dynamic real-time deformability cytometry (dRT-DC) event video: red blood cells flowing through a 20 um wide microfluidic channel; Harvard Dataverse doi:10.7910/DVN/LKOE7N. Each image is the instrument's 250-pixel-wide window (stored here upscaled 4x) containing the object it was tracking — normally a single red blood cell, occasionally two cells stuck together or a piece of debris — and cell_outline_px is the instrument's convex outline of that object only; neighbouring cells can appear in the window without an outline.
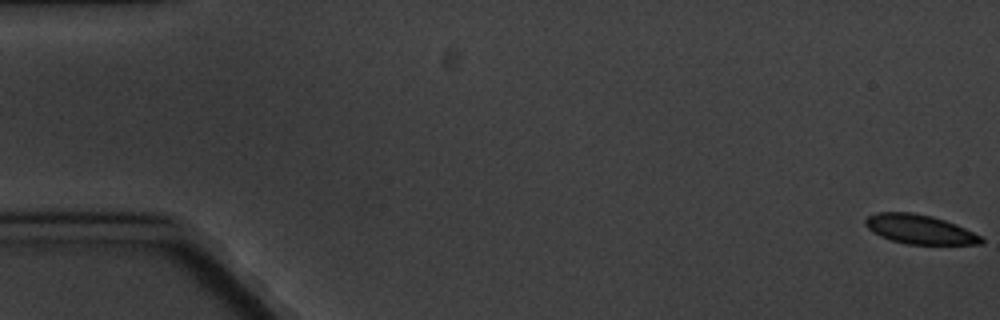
{"species": "common noctule bat (a hibernating species)", "species_latin": "Nyctalus noctula", "temperature_condition": "cold", "stored_images_in_passage": 5, "camera_frame_rate_fps": 3000, "um_per_image_px": 0.085, "animal": {"sex": "male", "body_mass_g": 20.1, "forearm_length_mm": 53.5}, "frame": {"image": 1, "passage_image": 1, "time_ms": 0.0, "image_size_px": [1000, 320], "cell_outline_px": [[984, 244], [908, 244], [892, 240], [880, 236], [872, 232], [864, 224], [864, 220], [868, 216], [876, 212], [912, 212], [932, 216], [956, 224], [980, 236], [984, 240]], "centroid_in_image_um": [78.14, 19.48], "position_along_channel_um": 6.9, "area_um2": 19.65}}
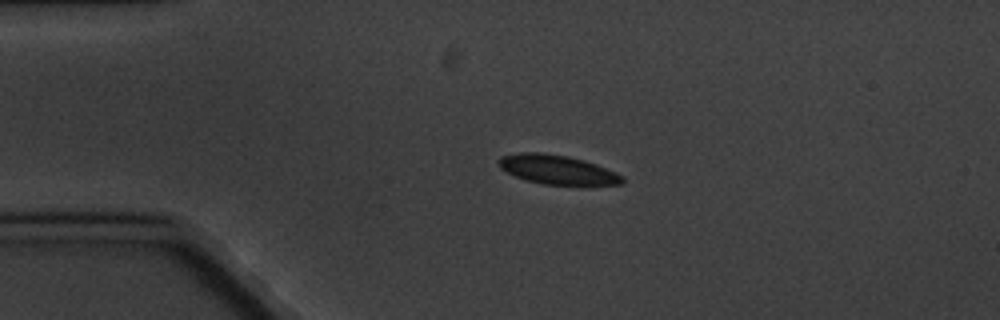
{"frame": {"image": 2, "passage_image": 4, "time_ms": 4.333, "image_size_px": [1000, 320], "cell_outline_px": [[624, 184], [584, 188], [544, 184], [528, 180], [516, 176], [500, 168], [496, 160], [500, 156], [520, 152], [540, 152], [568, 156], [584, 160], [596, 164], [616, 172], [624, 176]], "centroid_in_image_um": [47.47, 14.47], "position_along_channel_um": 37.5, "area_um2": 22.02}}